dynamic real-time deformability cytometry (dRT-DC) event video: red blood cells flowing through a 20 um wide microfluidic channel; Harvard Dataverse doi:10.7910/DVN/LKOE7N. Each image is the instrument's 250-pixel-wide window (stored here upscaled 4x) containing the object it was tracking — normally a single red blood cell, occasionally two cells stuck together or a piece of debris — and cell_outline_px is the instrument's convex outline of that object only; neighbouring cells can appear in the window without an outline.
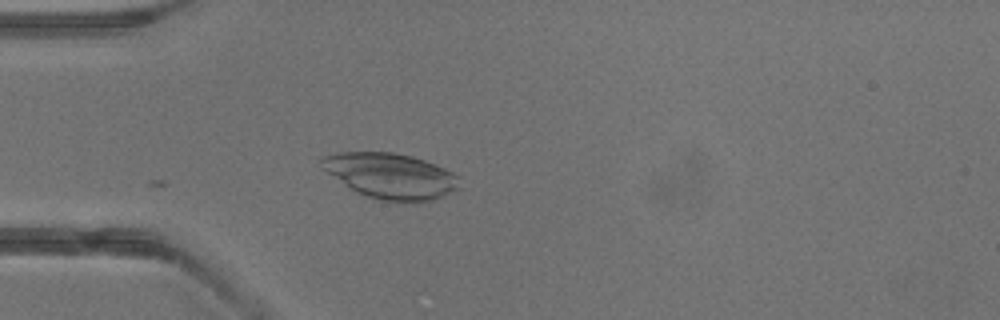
{"species": "common noctule bat (a hibernating species)", "species_latin": "Nyctalus noctula", "temperature_condition": "warm", "stored_images_in_passage": 6, "camera_frame_rate_fps": 3000, "um_per_image_px": 0.085, "animal": {"sex": "male", "body_mass_g": 13.3}, "frame": {"image": 1, "passage_image": 1, "time_ms": 0.0, "image_size_px": [1000, 320], "cell_outline_px": [[460, 188], [432, 200], [420, 204], [408, 204], [380, 200], [356, 192], [348, 188], [320, 168], [320, 156], [336, 152], [392, 152], [412, 156], [424, 160], [444, 168], [452, 172], [456, 176]], "centroid_in_image_um": [33.15, 14.97], "position_along_channel_um": 51.8, "area_um2": 37.22}}
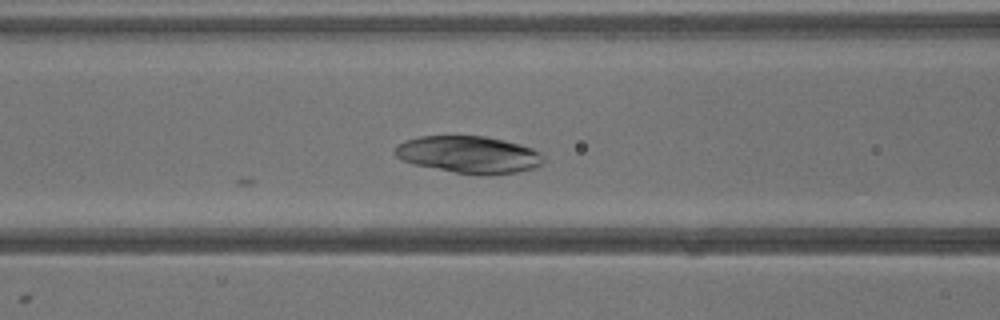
{"frame": {"image": 2, "passage_image": 6, "time_ms": 1.667, "image_size_px": [1000, 320], "cell_outline_px": [[544, 164], [536, 168], [520, 172], [488, 176], [456, 172], [412, 164], [396, 156], [392, 152], [396, 144], [404, 140], [420, 136], [484, 136], [504, 140], [520, 144], [532, 148], [540, 152], [544, 156]], "centroid_in_image_um": [39.88, 13.15], "position_along_channel_um": 126.7, "area_um2": 32.6}}